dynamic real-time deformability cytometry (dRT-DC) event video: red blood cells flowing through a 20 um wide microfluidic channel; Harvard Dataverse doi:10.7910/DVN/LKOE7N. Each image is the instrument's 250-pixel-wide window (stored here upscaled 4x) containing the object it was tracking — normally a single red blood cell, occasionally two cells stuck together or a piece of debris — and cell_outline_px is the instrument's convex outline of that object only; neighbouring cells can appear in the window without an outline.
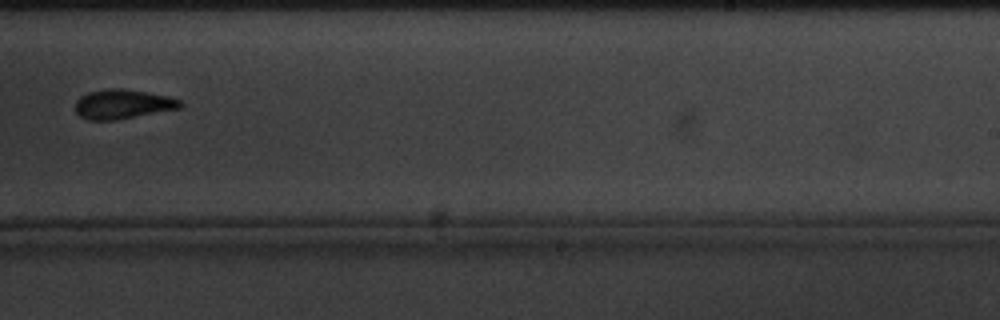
{"species": "common noctule bat (a hibernating species)", "species_latin": "Nyctalus noctula", "temperature_condition": "cold", "stored_images_in_passage": 16, "camera_frame_rate_fps": 3000, "um_per_image_px": 0.085, "animal": {"sex": "male", "body_mass_g": 20.1, "forearm_length_mm": 53.5}, "frame": {"image": 1, "passage_image": 10, "time_ms": 11.0, "image_size_px": [1000, 320], "cell_outline_px": [[184, 104], [180, 108], [116, 120], [88, 120], [80, 116], [76, 112], [76, 100], [80, 96], [88, 92], [108, 88], [124, 88], [168, 96], [180, 100]], "centroid_in_image_um": [10.42, 8.85], "position_along_channel_um": 278.6, "area_um2": 18.03}, "authors_computed_cell_mechanics": {"area_um2": 16.9932, "velocity_mm_per_s": 3.2565, "shape_relaxation_time_tau1_ms": 2.7338, "shape_relaxation_time_tau2_ms": null, "deformation_change_tau1": 0.1012, "deformation_change_tau2": null}}